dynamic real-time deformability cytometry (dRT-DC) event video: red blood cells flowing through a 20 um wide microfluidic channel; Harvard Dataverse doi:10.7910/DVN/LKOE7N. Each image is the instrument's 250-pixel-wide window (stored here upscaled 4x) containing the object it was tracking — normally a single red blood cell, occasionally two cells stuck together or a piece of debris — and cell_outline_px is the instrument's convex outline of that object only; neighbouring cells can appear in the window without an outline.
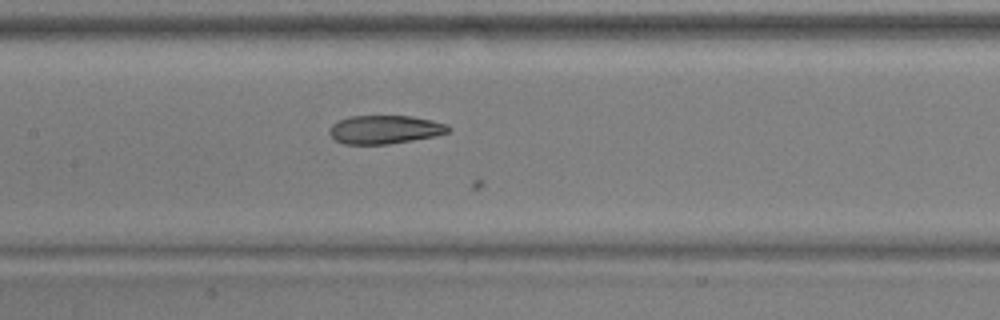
{"species": "common noctule bat (a hibernating species)", "species_latin": "Nyctalus noctula", "temperature_condition": "warm", "stored_images_in_passage": 34, "camera_frame_rate_fps": 3000, "um_per_image_px": 0.085, "animal": {"sex": "male", "body_mass_g": 17.9, "forearm_length_mm": 54.2}, "frame": {"image": 1, "passage_image": 26, "time_ms": 8.333, "image_size_px": [1000, 320], "cell_outline_px": [[452, 128], [448, 132], [432, 136], [412, 140], [388, 144], [344, 144], [336, 140], [328, 132], [328, 128], [332, 124], [340, 120], [352, 116], [412, 116], [432, 120], [448, 124]], "centroid_in_image_um": [32.71, 11.0], "position_along_channel_um": 174.7, "area_um2": 19.65}}